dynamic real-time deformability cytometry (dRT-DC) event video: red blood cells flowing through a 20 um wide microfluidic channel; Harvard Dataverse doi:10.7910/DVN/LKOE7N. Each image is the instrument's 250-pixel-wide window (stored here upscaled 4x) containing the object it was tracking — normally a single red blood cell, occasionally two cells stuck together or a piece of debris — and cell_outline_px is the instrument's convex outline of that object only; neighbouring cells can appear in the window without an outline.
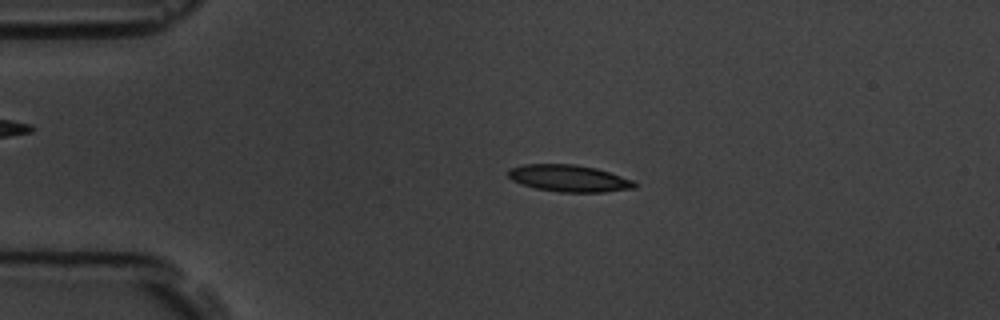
{"species": "common noctule bat (a hibernating species)", "species_latin": "Nyctalus noctula", "temperature_condition": "room temperature", "stored_images_in_passage": 7, "camera_frame_rate_fps": 3000, "um_per_image_px": 0.085, "animal": {"sex": "male", "body_mass_g": 19.5, "forearm_length_mm": 54.6}, "frame": {"image": 1, "passage_image": 3, "time_ms": 2.333, "image_size_px": [1000, 320], "cell_outline_px": [[636, 188], [604, 192], [560, 192], [536, 188], [520, 184], [512, 180], [504, 172], [508, 168], [524, 164], [576, 164], [596, 168], [632, 180], [636, 184]], "centroid_in_image_um": [48.29, 15.15], "position_along_channel_um": 36.7, "area_um2": 19.88}}
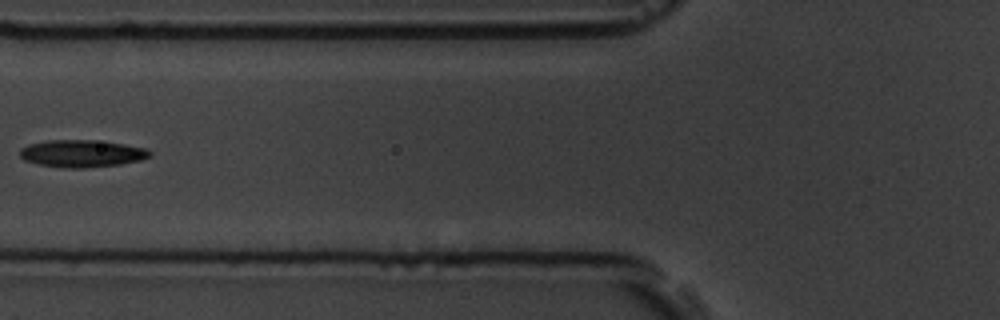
{"frame": {"image": 2, "passage_image": 6, "time_ms": 5.667, "image_size_px": [1000, 320], "cell_outline_px": [[152, 156], [140, 160], [120, 164], [84, 168], [64, 168], [40, 164], [24, 160], [20, 156], [20, 148], [28, 144], [48, 140], [92, 140], [124, 144], [148, 148], [152, 152]], "centroid_in_image_um": [6.98, 13.04], "position_along_channel_um": 118.8, "area_um2": 20.69}}
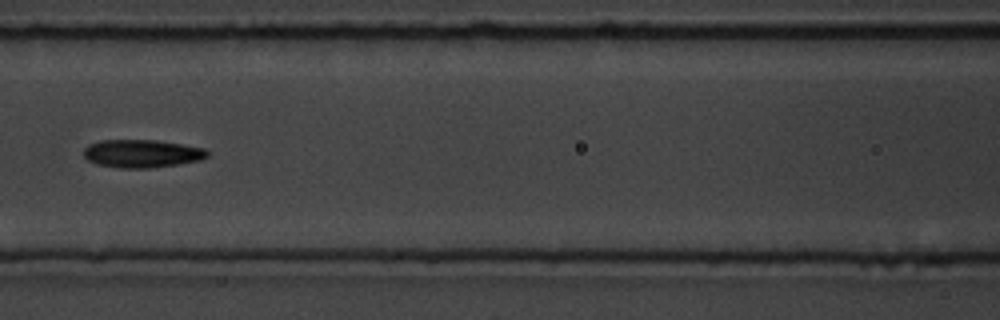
{"frame": {"image": 3, "passage_image": 7, "time_ms": 6.667, "image_size_px": [1000, 320], "cell_outline_px": [[208, 156], [200, 160], [180, 164], [148, 168], [120, 168], [96, 164], [88, 160], [84, 156], [84, 148], [88, 144], [100, 140], [156, 140], [204, 148], [208, 152]], "centroid_in_image_um": [12.04, 13.05], "position_along_channel_um": 154.6, "area_um2": 20.17}}